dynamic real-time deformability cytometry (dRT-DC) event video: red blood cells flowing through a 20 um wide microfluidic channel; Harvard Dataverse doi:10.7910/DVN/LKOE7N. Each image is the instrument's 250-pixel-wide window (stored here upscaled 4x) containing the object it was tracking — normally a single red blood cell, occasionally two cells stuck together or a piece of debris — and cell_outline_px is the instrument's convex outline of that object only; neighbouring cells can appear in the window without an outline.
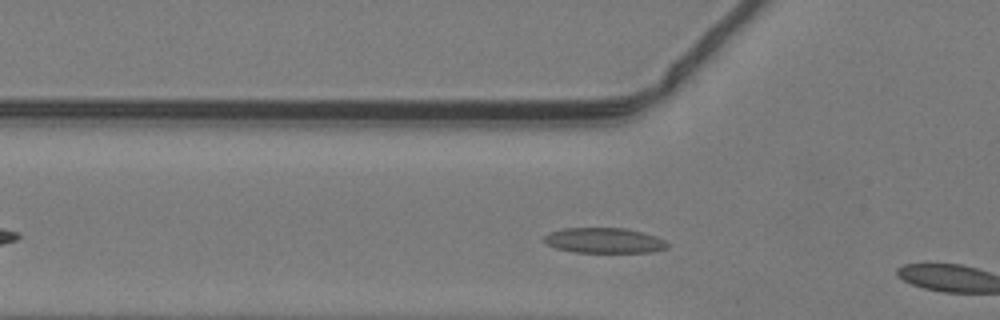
{"species": "common noctule bat (a hibernating species)", "species_latin": "Nyctalus noctula", "temperature_condition": "warm", "stored_images_in_passage": 6, "camera_frame_rate_fps": 3000, "um_per_image_px": 0.085, "animal": {"sex": "male", "body_mass_g": 19.2, "forearm_length_mm": 51.8}, "frame": {"image": 1, "passage_image": 5, "time_ms": 1.333, "image_size_px": [1000, 320], "cell_outline_px": [[668, 248], [652, 252], [572, 252], [556, 248], [548, 244], [544, 240], [544, 236], [548, 232], [564, 228], [628, 228], [644, 232], [656, 236], [664, 240], [668, 244]], "centroid_in_image_um": [51.37, 20.43], "position_along_channel_um": 74.4, "area_um2": 18.26}}